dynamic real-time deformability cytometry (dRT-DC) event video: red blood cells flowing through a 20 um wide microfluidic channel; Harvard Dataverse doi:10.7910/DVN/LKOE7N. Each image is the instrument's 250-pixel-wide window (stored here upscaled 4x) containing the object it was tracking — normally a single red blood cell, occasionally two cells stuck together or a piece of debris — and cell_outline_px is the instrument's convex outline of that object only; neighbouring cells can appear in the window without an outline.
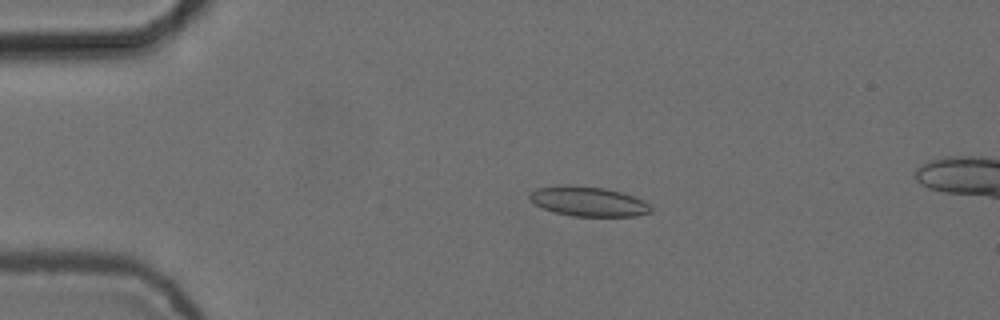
{"species": "common noctule bat (a hibernating species)", "species_latin": "Nyctalus noctula", "temperature_condition": "cold", "stored_images_in_passage": 6, "camera_frame_rate_fps": 3000, "um_per_image_px": 0.085, "animal": {"sex": "female", "body_mass_g": 24.6, "forearm_length_mm": 56.2}, "frame": {"image": 1, "passage_image": 4, "time_ms": 1.0, "image_size_px": [1000, 320], "cell_outline_px": [[652, 212], [636, 216], [572, 216], [556, 212], [544, 208], [536, 204], [528, 196], [528, 192], [536, 188], [560, 184], [604, 188], [620, 192], [644, 200], [652, 208]], "centroid_in_image_um": [49.99, 17.11], "position_along_channel_um": 35.0, "area_um2": 20.92}}